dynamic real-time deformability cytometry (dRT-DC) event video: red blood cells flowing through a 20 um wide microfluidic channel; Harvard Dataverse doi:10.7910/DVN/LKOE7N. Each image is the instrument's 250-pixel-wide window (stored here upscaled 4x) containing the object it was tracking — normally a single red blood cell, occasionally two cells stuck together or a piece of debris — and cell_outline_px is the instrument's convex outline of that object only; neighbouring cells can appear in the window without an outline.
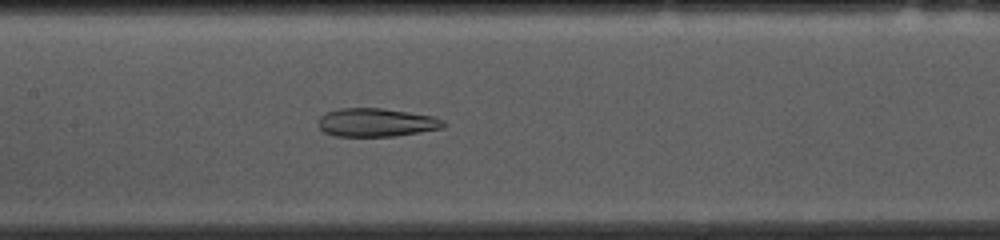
{"species": "common noctule bat (a hibernating species)", "species_latin": "Nyctalus noctula", "temperature_condition": "cold", "stored_images_in_passage": 53, "camera_frame_rate_fps": 3000, "um_per_image_px": 0.085, "animal": {"sex": "female", "body_mass_g": 10.0, "forearm_length_mm": 53.1}, "frame": {"image": 1, "passage_image": 24, "time_ms": 7.667, "image_size_px": [1000, 240], "cell_outline_px": [[444, 128], [396, 136], [336, 136], [324, 132], [316, 124], [320, 116], [324, 112], [340, 108], [384, 108], [432, 116], [444, 120]], "centroid_in_image_um": [31.95, 10.41], "position_along_channel_um": 175.5, "area_um2": 20.87}}
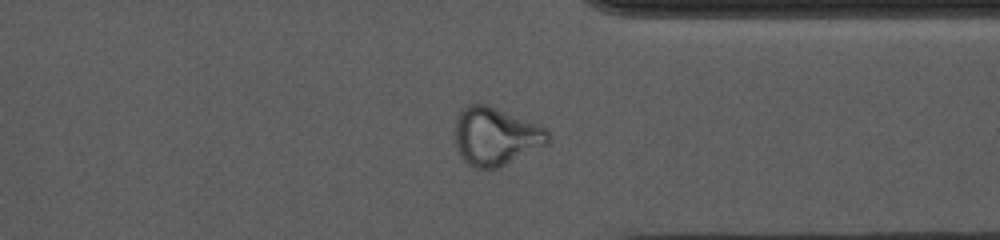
{"frame": {"image": 2, "passage_image": 40, "time_ms": 13.0, "image_size_px": [1000, 240], "cell_outline_px": [[552, 140], [548, 144], [496, 168], [476, 168], [468, 164], [460, 156], [456, 148], [452, 132], [456, 116], [468, 104], [488, 104], [540, 124], [548, 128]], "centroid_in_image_um": [42.12, 11.56], "position_along_channel_um": 369.3, "area_um2": 32.14}}
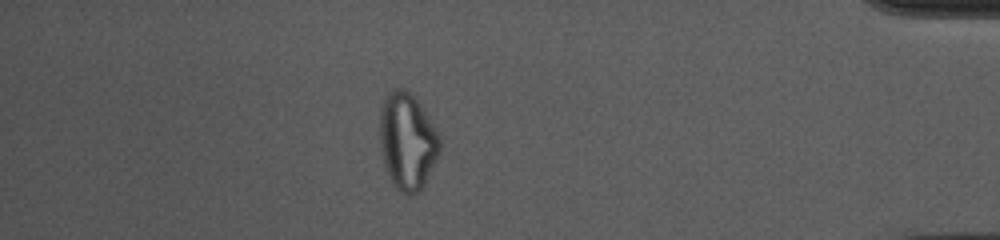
{"frame": {"image": 3, "passage_image": 46, "time_ms": 15.0, "image_size_px": [1000, 240], "cell_outline_px": [[440, 152], [424, 184], [416, 192], [408, 196], [396, 188], [388, 176], [384, 164], [380, 148], [380, 108], [388, 92], [392, 88], [404, 88], [420, 104], [436, 128], [440, 136]], "centroid_in_image_um": [34.61, 11.99], "position_along_channel_um": 400.6, "area_um2": 33.76}, "authors_computed_cell_mechanics": {"area_um2": 26.588, "velocity_mm_per_s": 3.6983, "shape_relaxation_time_tau1_ms": null, "shape_relaxation_time_tau2_ms": 2.5517, "deformation_change_tau1": null, "deformation_change_tau2": 0.1146}}